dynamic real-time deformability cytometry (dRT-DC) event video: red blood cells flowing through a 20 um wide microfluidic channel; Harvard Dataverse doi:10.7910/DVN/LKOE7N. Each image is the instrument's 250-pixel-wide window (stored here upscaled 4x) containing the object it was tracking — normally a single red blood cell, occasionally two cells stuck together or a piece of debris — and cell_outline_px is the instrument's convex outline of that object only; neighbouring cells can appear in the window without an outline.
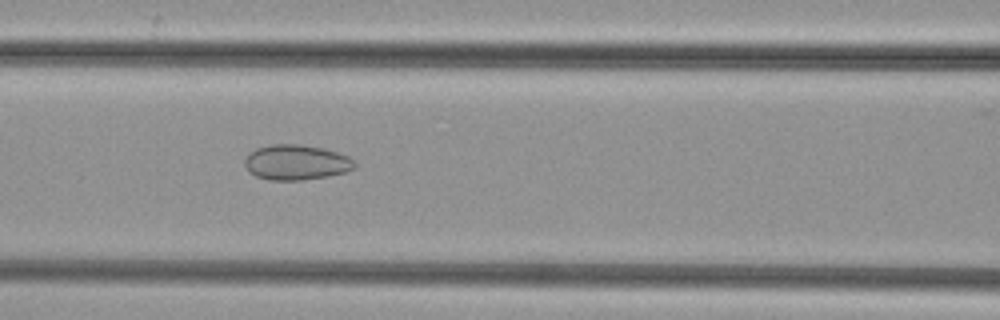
{"species": "common noctule bat (a hibernating species)", "species_latin": "Nyctalus noctula", "temperature_condition": "cold", "stored_images_in_passage": 43, "camera_frame_rate_fps": 3000, "um_per_image_px": 0.085, "animal": {"sex": "female", "body_mass_g": 29.2, "forearm_length_mm": 56.3}, "frame": {"image": 1, "passage_image": 13, "time_ms": 4.0, "image_size_px": [1000, 320], "cell_outline_px": [[356, 168], [344, 172], [328, 176], [304, 180], [268, 180], [256, 176], [248, 172], [244, 164], [244, 156], [256, 148], [272, 144], [300, 144], [324, 148], [348, 156], [356, 164]], "centroid_in_image_um": [25.14, 13.8], "position_along_channel_um": 141.5, "area_um2": 22.77}}
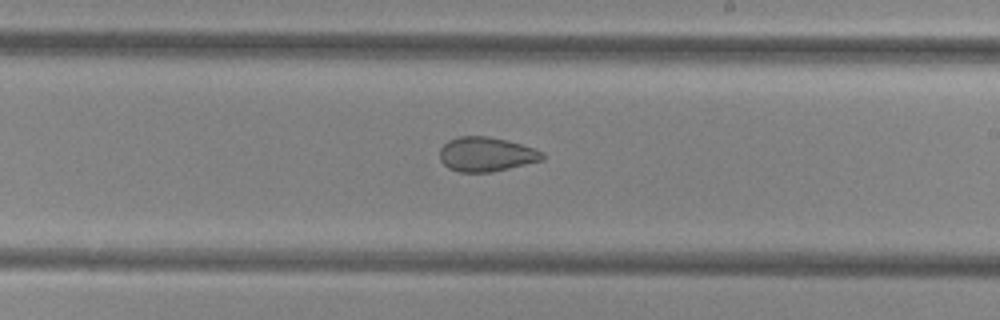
{"frame": {"image": 2, "passage_image": 21, "time_ms": 6.667, "image_size_px": [1000, 320], "cell_outline_px": [[544, 160], [492, 172], [460, 172], [448, 168], [440, 160], [440, 148], [448, 140], [460, 136], [488, 136], [520, 144], [544, 152]], "centroid_in_image_um": [41.32, 13.12], "position_along_channel_um": 247.7, "area_um2": 20.52}}
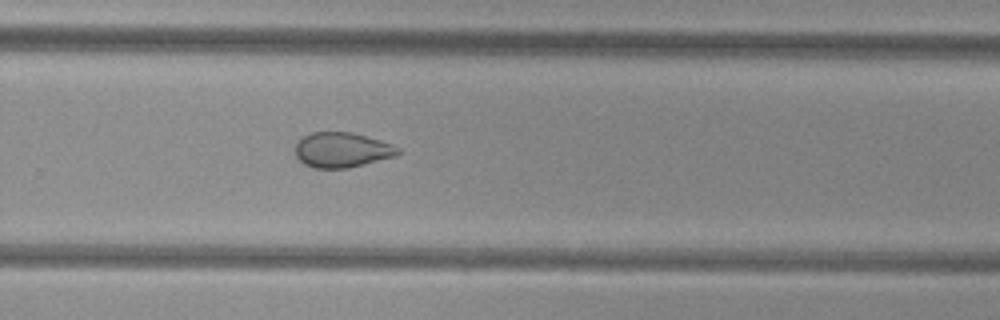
{"frame": {"image": 3, "passage_image": 25, "time_ms": 8.0, "image_size_px": [1000, 320], "cell_outline_px": [[400, 152], [396, 156], [348, 168], [312, 168], [304, 164], [296, 156], [296, 144], [304, 136], [312, 132], [352, 132], [380, 140], [392, 144], [400, 148]], "centroid_in_image_um": [29.08, 12.75], "position_along_channel_um": 300.7, "area_um2": 20.92}}